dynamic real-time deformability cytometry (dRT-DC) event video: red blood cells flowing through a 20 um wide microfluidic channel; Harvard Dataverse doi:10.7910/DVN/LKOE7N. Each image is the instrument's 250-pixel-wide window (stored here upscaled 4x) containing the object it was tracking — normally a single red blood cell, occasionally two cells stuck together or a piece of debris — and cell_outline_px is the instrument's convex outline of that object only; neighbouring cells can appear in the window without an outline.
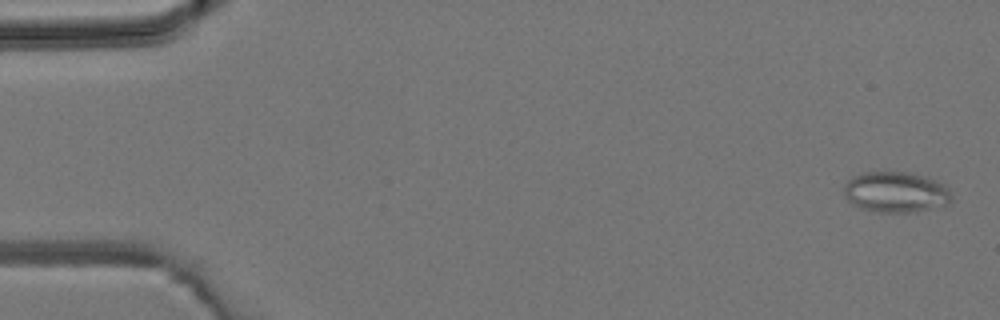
{"species": "common noctule bat (a hibernating species)", "species_latin": "Nyctalus noctula", "temperature_condition": "room temperature", "stored_images_in_passage": 4, "camera_frame_rate_fps": 3000, "um_per_image_px": 0.085, "animal": {"sex": "male", "body_mass_g": 19.2, "forearm_length_mm": 51.8}, "frame": {"image": 1, "passage_image": 1, "time_ms": 0.0, "image_size_px": [1000, 320], "cell_outline_px": [[952, 200], [948, 204], [916, 212], [876, 212], [860, 208], [848, 200], [844, 192], [844, 184], [852, 176], [860, 172], [908, 172], [924, 176], [944, 184], [948, 188], [952, 196]], "centroid_in_image_um": [76.14, 16.33], "position_along_channel_um": 8.9, "area_um2": 25.66}}
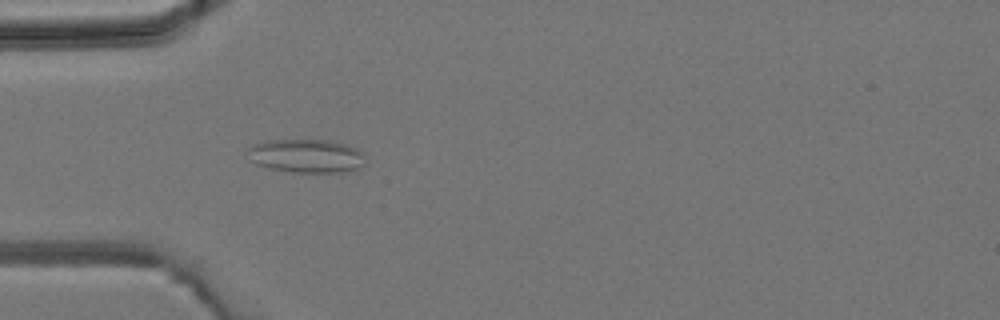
{"frame": {"image": 2, "passage_image": 4, "time_ms": 4.333, "image_size_px": [1000, 320], "cell_outline_px": [[364, 164], [356, 168], [344, 172], [292, 172], [272, 168], [256, 164], [248, 160], [248, 148], [256, 144], [268, 140], [328, 140], [344, 144], [356, 148], [360, 152]], "centroid_in_image_um": [25.99, 13.25], "position_along_channel_um": 59.0, "area_um2": 22.66}}